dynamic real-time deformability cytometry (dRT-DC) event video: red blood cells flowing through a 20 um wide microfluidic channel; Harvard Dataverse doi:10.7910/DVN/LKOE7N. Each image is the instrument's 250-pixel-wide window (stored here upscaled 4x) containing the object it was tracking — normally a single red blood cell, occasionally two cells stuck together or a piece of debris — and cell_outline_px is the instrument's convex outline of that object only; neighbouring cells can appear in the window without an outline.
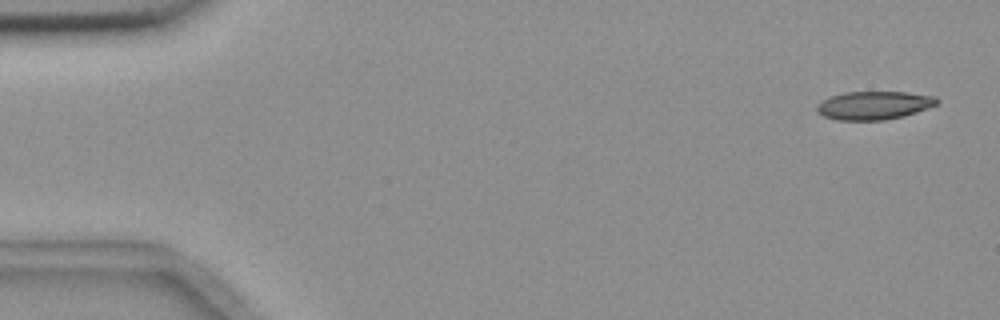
{"species": "common noctule bat (a hibernating species)", "species_latin": "Nyctalus noctula", "temperature_condition": "room temperature", "stored_images_in_passage": 8, "camera_frame_rate_fps": 3000, "um_per_image_px": 0.085, "animal": {"sex": "female", "body_mass_g": 18.4}, "frame": {"image": 1, "passage_image": 1, "time_ms": 0.0, "image_size_px": [1000, 320], "cell_outline_px": [[940, 104], [904, 116], [884, 120], [836, 120], [824, 116], [816, 112], [816, 104], [820, 100], [844, 92], [904, 92], [936, 96], [940, 100]], "centroid_in_image_um": [74.29, 8.95], "position_along_channel_um": 10.7, "area_um2": 20.06}}
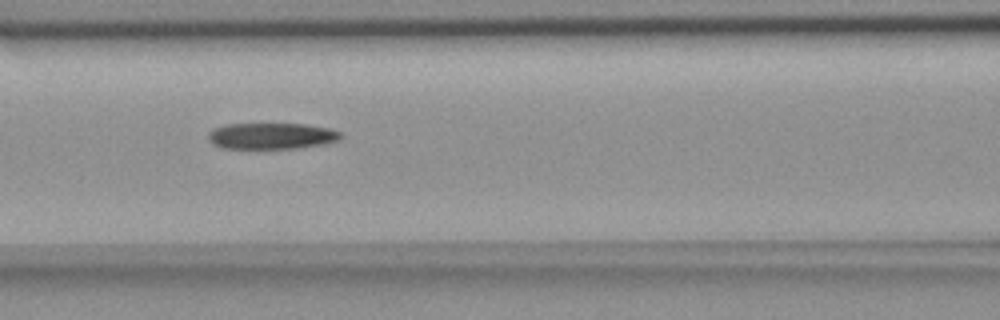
{"frame": {"image": 2, "passage_image": 7, "time_ms": 7.0, "image_size_px": [1000, 320], "cell_outline_px": [[340, 140], [324, 144], [296, 148], [220, 148], [212, 144], [208, 140], [208, 132], [224, 124], [304, 124], [328, 128], [340, 132]], "centroid_in_image_um": [23.04, 11.56], "position_along_channel_um": 143.6, "area_um2": 20.17}}
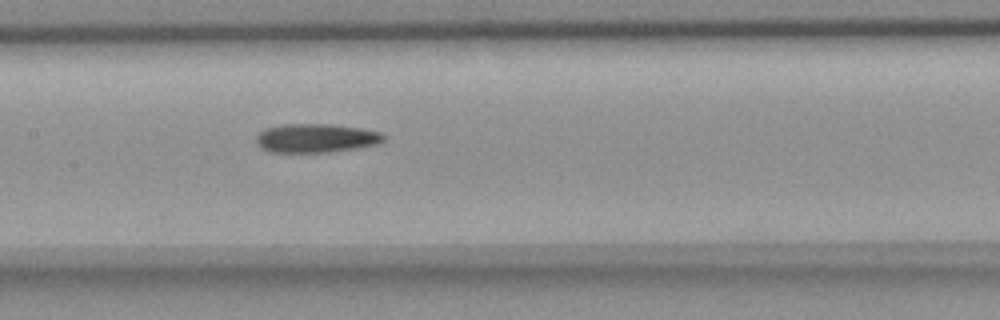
{"frame": {"image": 3, "passage_image": 8, "time_ms": 8.0, "image_size_px": [1000, 320], "cell_outline_px": [[384, 140], [380, 144], [360, 148], [328, 152], [268, 152], [260, 148], [256, 144], [256, 136], [264, 128], [284, 124], [328, 124], [360, 128], [380, 132], [384, 136]], "centroid_in_image_um": [26.84, 11.75], "position_along_channel_um": 180.6, "area_um2": 21.62}}